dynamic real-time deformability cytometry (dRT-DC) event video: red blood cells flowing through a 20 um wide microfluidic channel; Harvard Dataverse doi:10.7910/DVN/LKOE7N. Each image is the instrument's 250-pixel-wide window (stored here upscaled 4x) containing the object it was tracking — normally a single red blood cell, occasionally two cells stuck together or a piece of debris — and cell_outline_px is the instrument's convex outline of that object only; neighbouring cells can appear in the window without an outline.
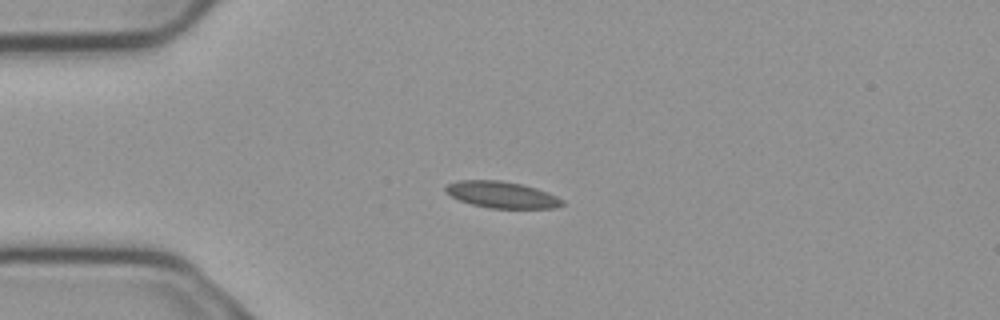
{"species": "common noctule bat (a hibernating species)", "species_latin": "Nyctalus noctula", "temperature_condition": "cold", "stored_images_in_passage": 9, "camera_frame_rate_fps": 3000, "um_per_image_px": 0.085, "animal": {"sex": "male", "body_mass_g": 23.1, "forearm_length_mm": 52.7}, "frame": {"image": 1, "passage_image": 3, "time_ms": 0.667, "image_size_px": [1000, 320], "cell_outline_px": [[564, 204], [556, 208], [488, 208], [472, 204], [460, 200], [444, 192], [444, 188], [448, 184], [460, 180], [500, 180], [520, 184], [536, 188], [548, 192], [564, 200]], "centroid_in_image_um": [42.66, 16.55], "position_along_channel_um": 42.3, "area_um2": 17.98}}
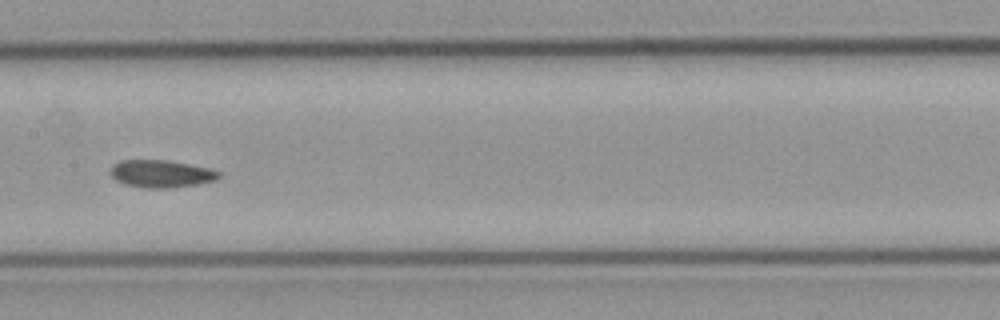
{"frame": {"image": 2, "passage_image": 7, "time_ms": 2.0, "image_size_px": [1000, 320], "cell_outline_px": [[220, 176], [216, 180], [196, 184], [168, 188], [144, 188], [124, 184], [116, 180], [108, 172], [112, 164], [120, 160], [168, 160], [208, 168], [220, 172]], "centroid_in_image_um": [13.64, 14.76], "position_along_channel_um": 193.8, "area_um2": 17.4}}
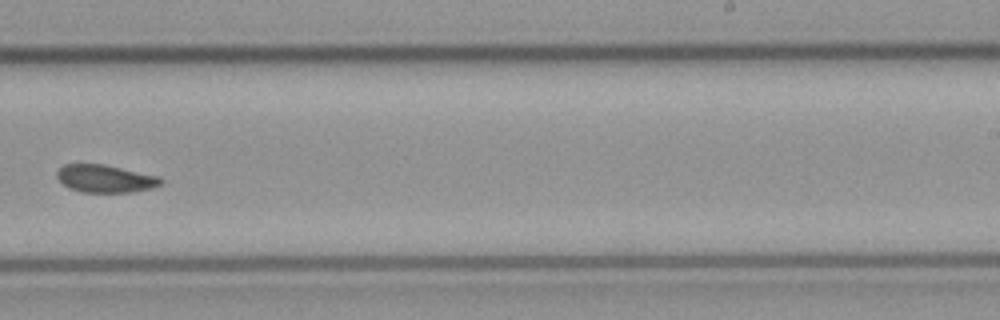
{"frame": {"image": 3, "passage_image": 9, "time_ms": 2.667, "image_size_px": [1000, 320], "cell_outline_px": [[164, 180], [160, 184], [152, 188], [132, 192], [80, 192], [68, 188], [56, 176], [56, 172], [64, 164], [104, 164], [160, 176]], "centroid_in_image_um": [8.96, 15.18], "position_along_channel_um": 280.0, "area_um2": 16.82}}